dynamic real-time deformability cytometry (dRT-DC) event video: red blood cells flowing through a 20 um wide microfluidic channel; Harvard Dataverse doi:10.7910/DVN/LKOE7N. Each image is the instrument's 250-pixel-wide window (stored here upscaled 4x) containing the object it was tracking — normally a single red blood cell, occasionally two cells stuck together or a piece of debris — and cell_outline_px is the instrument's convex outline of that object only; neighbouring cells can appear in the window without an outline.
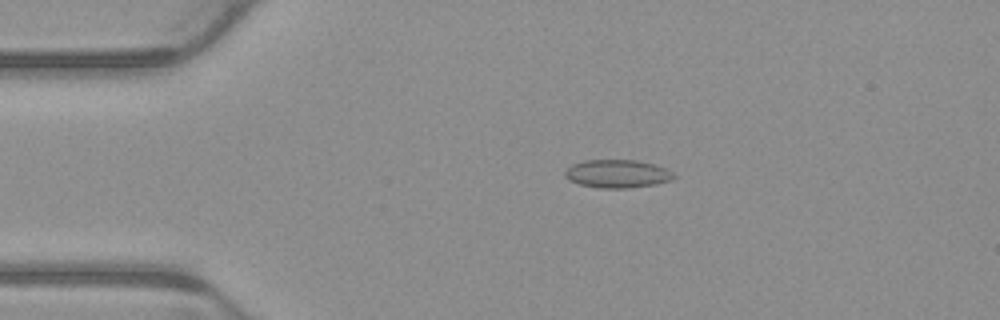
{"species": "common noctule bat (a hibernating species)", "species_latin": "Nyctalus noctula", "temperature_condition": "warm", "stored_images_in_passage": 4, "camera_frame_rate_fps": 3000, "um_per_image_px": 0.085, "animal": {"sex": "male", "body_mass_g": 23.1, "forearm_length_mm": 52.7}, "frame": {"image": 1, "passage_image": 3, "time_ms": 0.667, "image_size_px": [1000, 320], "cell_outline_px": [[676, 176], [668, 180], [656, 184], [628, 188], [600, 188], [580, 184], [568, 180], [564, 176], [564, 172], [572, 164], [584, 160], [636, 160], [656, 164], [672, 172]], "centroid_in_image_um": [52.44, 14.76], "position_along_channel_um": 32.6, "area_um2": 17.8}}